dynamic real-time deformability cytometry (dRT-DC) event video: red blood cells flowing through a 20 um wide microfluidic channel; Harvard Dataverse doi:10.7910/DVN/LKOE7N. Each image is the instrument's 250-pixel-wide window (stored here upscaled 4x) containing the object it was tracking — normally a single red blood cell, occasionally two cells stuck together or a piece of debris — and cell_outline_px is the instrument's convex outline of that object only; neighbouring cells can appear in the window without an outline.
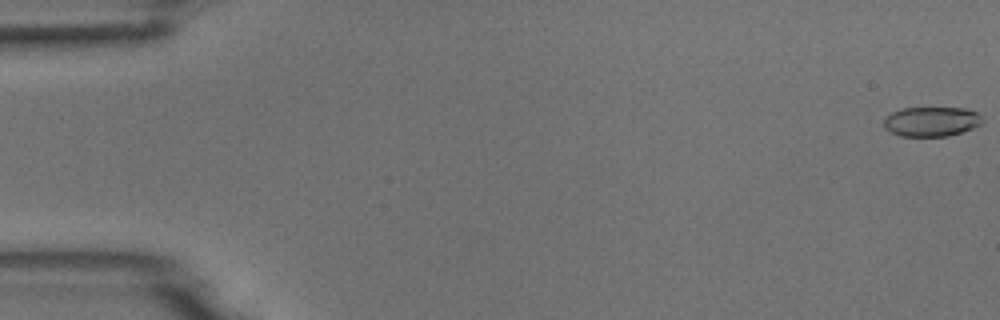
{"species": "common noctule bat (a hibernating species)", "species_latin": "Nyctalus noctula", "temperature_condition": "room temperature", "stored_images_in_passage": 8, "camera_frame_rate_fps": 3000, "um_per_image_px": 0.085, "animal": {"sex": "male", "body_mass_g": 18.8}, "frame": {"image": 1, "passage_image": 1, "time_ms": 0.0, "image_size_px": [1000, 320], "cell_outline_px": [[984, 120], [980, 124], [972, 128], [948, 136], [900, 136], [884, 128], [884, 120], [892, 112], [900, 108], [968, 108], [976, 112]], "centroid_in_image_um": [79.17, 10.32], "position_along_channel_um": 5.8, "area_um2": 16.94}}
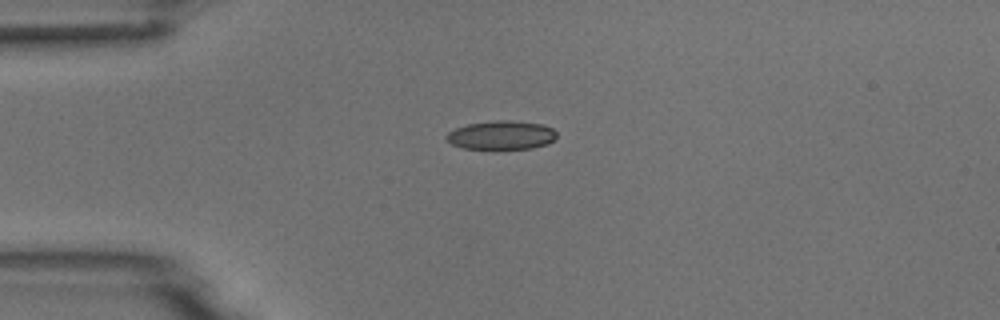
{"frame": {"image": 2, "passage_image": 4, "time_ms": 1.0, "image_size_px": [1000, 320], "cell_outline_px": [[556, 140], [548, 144], [532, 148], [464, 148], [452, 144], [444, 136], [448, 132], [456, 128], [468, 124], [496, 120], [512, 120], [540, 124], [552, 128], [556, 132]], "centroid_in_image_um": [42.64, 11.48], "position_along_channel_um": 42.4, "area_um2": 18.32}}